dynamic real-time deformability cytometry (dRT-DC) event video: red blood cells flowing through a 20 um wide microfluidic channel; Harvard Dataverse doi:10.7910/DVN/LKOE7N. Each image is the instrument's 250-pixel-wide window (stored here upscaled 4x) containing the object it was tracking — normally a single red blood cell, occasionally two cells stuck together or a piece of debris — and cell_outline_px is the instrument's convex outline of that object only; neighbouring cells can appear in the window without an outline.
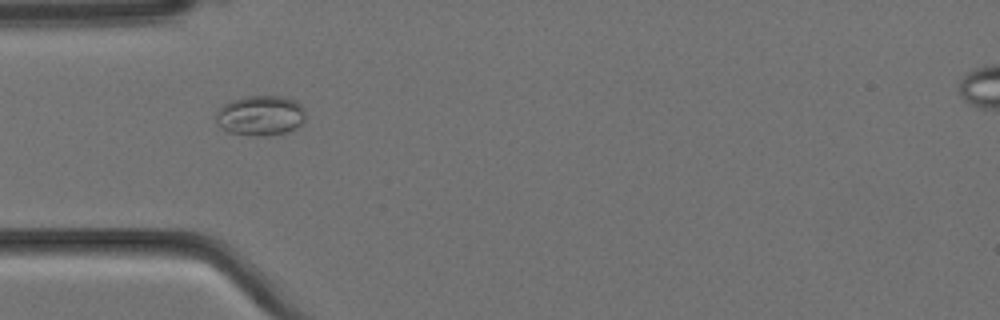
{"species": "Egyptian fruit bat (a non-hibernating species)", "species_latin": "Rousettus aegyptiacus", "temperature_condition": "cold", "stored_images_in_passage": 6, "camera_frame_rate_fps": 3000, "um_per_image_px": 0.085, "animal": {"sex": "female"}, "frame": {"image": 1, "passage_image": 5, "time_ms": 1.333, "image_size_px": [1000, 320], "cell_outline_px": [[304, 124], [288, 132], [264, 136], [256, 136], [228, 132], [220, 128], [216, 124], [216, 112], [224, 104], [232, 100], [248, 96], [284, 96], [296, 100], [304, 108]], "centroid_in_image_um": [22.15, 9.83], "position_along_channel_um": 62.8, "area_um2": 21.21}}